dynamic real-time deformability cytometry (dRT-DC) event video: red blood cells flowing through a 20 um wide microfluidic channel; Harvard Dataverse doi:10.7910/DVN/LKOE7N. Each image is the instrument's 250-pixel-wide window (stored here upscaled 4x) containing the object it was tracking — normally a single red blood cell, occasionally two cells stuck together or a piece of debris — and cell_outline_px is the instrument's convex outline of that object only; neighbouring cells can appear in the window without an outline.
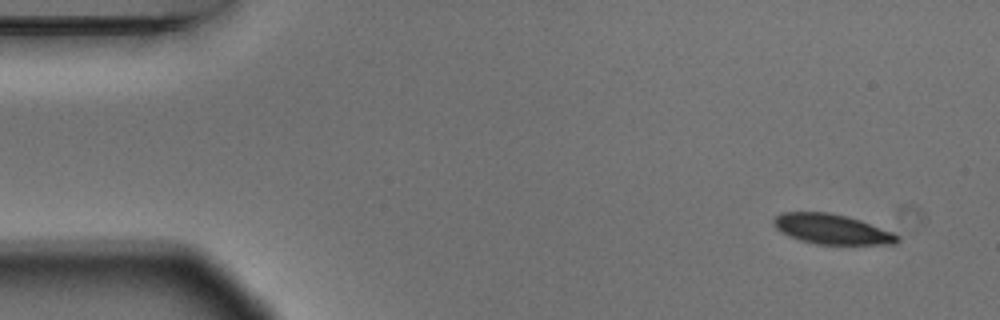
{"species": "Egyptian fruit bat (a non-hibernating species)", "species_latin": "Rousettus aegyptiacus", "temperature_condition": "warm", "stored_images_in_passage": 3, "camera_frame_rate_fps": 3000, "um_per_image_px": 0.085, "animal": {"sex": "male"}, "frame": {"image": 1, "passage_image": 1, "time_ms": 0.0, "image_size_px": [1000, 320], "cell_outline_px": [[900, 240], [896, 244], [816, 244], [800, 240], [788, 236], [776, 228], [772, 224], [772, 220], [780, 212], [828, 212], [848, 216], [860, 220], [892, 232], [900, 236]], "centroid_in_image_um": [70.69, 19.47], "position_along_channel_um": 14.3, "area_um2": 21.68}}